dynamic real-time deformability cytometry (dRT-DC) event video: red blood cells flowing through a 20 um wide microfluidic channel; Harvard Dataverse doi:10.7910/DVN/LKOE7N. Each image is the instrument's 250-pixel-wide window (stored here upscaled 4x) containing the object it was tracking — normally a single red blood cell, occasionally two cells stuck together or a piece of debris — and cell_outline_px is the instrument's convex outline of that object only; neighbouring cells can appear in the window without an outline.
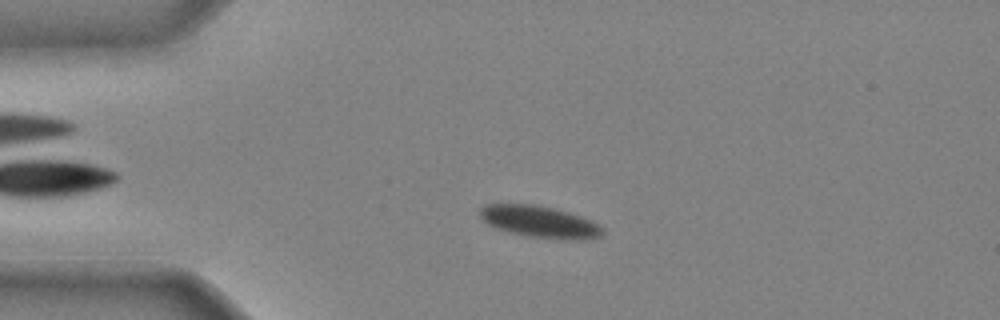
{"species": "common noctule bat (a hibernating species)", "species_latin": "Nyctalus noctula", "temperature_condition": "cold", "stored_images_in_passage": 37, "camera_frame_rate_fps": 3000, "um_per_image_px": 0.085, "animal": {"sex": "male", "body_mass_g": 20.4}, "frame": {"image": 1, "passage_image": 4, "time_ms": 1.0, "image_size_px": [1000, 320], "cell_outline_px": [[604, 232], [600, 236], [584, 240], [560, 240], [528, 236], [496, 228], [488, 224], [480, 216], [480, 208], [484, 204], [536, 204], [568, 212], [592, 220], [604, 228]], "centroid_in_image_um": [45.91, 18.85], "position_along_channel_um": 39.1, "area_um2": 22.77}}
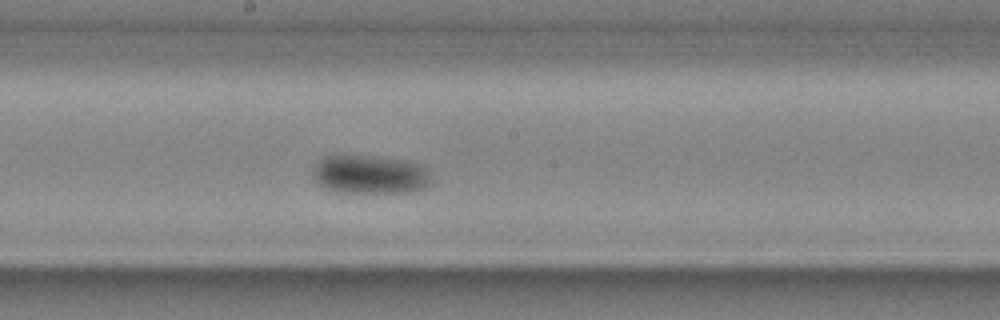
{"frame": {"image": 2, "passage_image": 18, "time_ms": 5.667, "image_size_px": [1000, 320], "cell_outline_px": [[432, 184], [424, 188], [408, 192], [340, 192], [328, 188], [320, 184], [316, 180], [312, 172], [312, 168], [324, 156], [376, 156], [408, 160], [424, 164], [428, 168]], "centroid_in_image_um": [31.53, 14.82], "position_along_channel_um": 216.7, "area_um2": 26.82}}
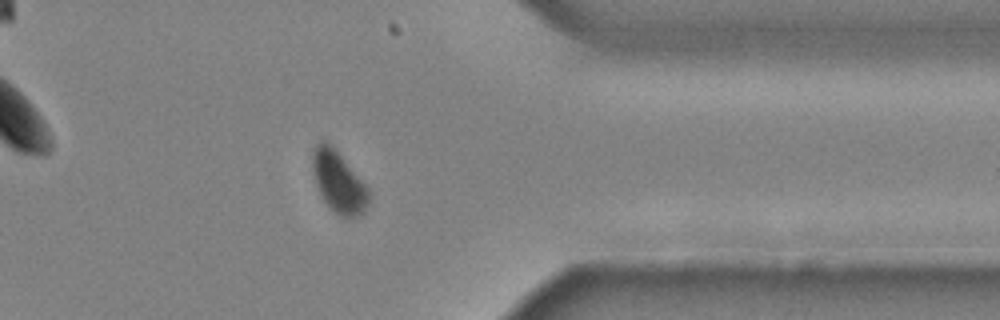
{"frame": {"image": 3, "passage_image": 30, "time_ms": 9.667, "image_size_px": [1000, 320], "cell_outline_px": [[368, 204], [364, 212], [360, 216], [340, 216], [320, 196], [312, 172], [312, 152], [316, 144], [320, 140], [324, 140], [332, 144], [368, 188]], "centroid_in_image_um": [28.75, 15.42], "position_along_channel_um": 382.7, "area_um2": 20.0}}